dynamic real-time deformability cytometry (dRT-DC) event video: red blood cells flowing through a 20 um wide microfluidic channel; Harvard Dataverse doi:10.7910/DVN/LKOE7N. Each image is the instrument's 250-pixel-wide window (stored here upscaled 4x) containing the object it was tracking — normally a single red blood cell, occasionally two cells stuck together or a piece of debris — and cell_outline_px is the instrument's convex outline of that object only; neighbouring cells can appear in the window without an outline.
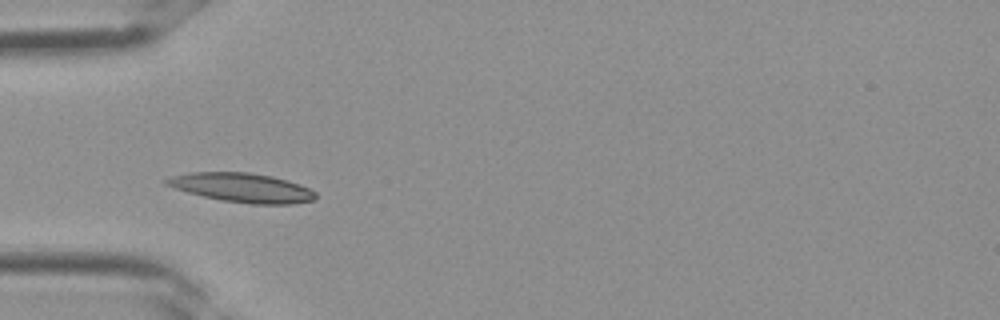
{"species": "Egyptian fruit bat (a non-hibernating species)", "species_latin": "Rousettus aegyptiacus", "temperature_condition": "room temperature", "stored_images_in_passage": 1, "camera_frame_rate_fps": 3000, "um_per_image_px": 0.085, "frame": {"image": 1, "passage_image": 1, "time_ms": 0.0, "image_size_px": [1000, 320], "cell_outline_px": [[316, 196], [312, 200], [292, 204], [252, 204], [220, 200], [188, 192], [164, 184], [164, 180], [172, 176], [192, 172], [248, 172], [272, 176], [288, 180], [300, 184], [316, 192]], "centroid_in_image_um": [20.59, 15.95], "position_along_channel_um": 64.4, "area_um2": 25.2}}